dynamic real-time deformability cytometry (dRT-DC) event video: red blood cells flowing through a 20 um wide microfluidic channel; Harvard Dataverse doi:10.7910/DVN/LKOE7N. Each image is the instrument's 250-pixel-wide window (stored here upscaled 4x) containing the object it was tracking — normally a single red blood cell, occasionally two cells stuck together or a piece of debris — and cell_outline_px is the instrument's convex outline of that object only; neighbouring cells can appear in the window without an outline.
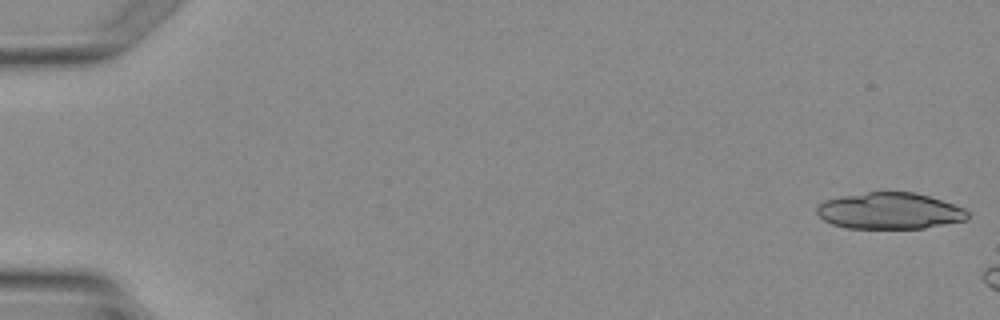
{"species": "Egyptian fruit bat (a non-hibernating species)", "species_latin": "Rousettus aegyptiacus", "temperature_condition": "warm", "stored_images_in_passage": 3, "camera_frame_rate_fps": 3000, "um_per_image_px": 0.085, "animal": {"sex": "female"}, "frame": {"image": 1, "passage_image": 1, "time_ms": 0.0, "image_size_px": [1000, 320], "cell_outline_px": [[968, 220], [924, 228], [848, 228], [832, 224], [824, 220], [816, 212], [816, 208], [824, 200], [844, 196], [868, 192], [912, 192], [928, 196], [964, 208], [968, 212]], "centroid_in_image_um": [75.62, 17.93], "position_along_channel_um": 9.4, "area_um2": 31.73}}